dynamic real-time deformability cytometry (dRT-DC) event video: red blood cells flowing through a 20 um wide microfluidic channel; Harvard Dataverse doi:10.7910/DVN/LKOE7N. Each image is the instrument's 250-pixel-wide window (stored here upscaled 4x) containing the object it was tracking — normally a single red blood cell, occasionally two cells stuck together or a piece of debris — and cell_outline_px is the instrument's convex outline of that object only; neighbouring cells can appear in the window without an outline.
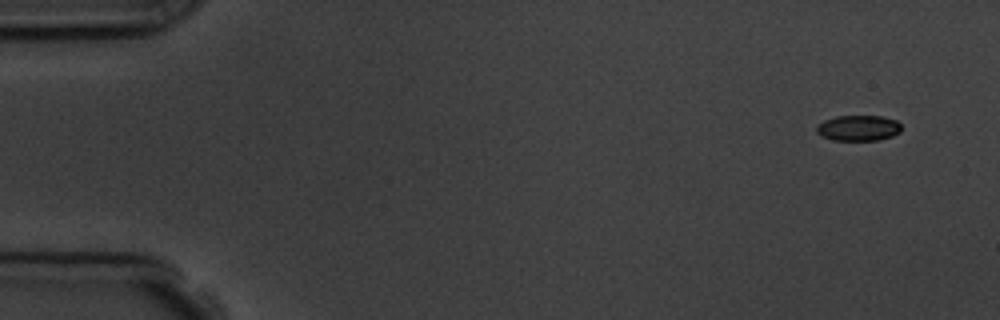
{"species": "common noctule bat (a hibernating species)", "species_latin": "Nyctalus noctula", "temperature_condition": "room temperature", "stored_images_in_passage": 5, "camera_frame_rate_fps": 3000, "um_per_image_px": 0.085, "animal": {"sex": "male", "body_mass_g": 19.5, "forearm_length_mm": 54.6}, "frame": {"image": 1, "passage_image": 1, "time_ms": 0.0, "image_size_px": [1000, 320], "cell_outline_px": [[900, 132], [892, 136], [880, 140], [832, 140], [820, 136], [816, 132], [816, 124], [824, 120], [836, 116], [880, 116], [896, 120], [900, 124]], "centroid_in_image_um": [72.92, 10.88], "position_along_channel_um": 12.1, "area_um2": 12.77}}
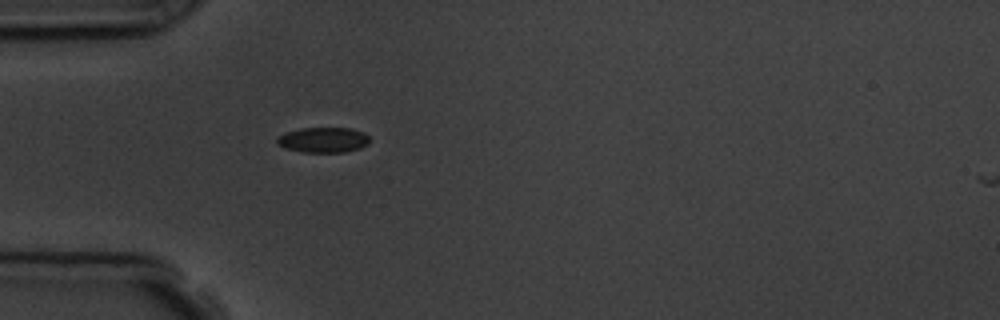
{"frame": {"image": 2, "passage_image": 5, "time_ms": 4.333, "image_size_px": [1000, 320], "cell_outline_px": [[368, 144], [360, 148], [344, 152], [304, 152], [288, 148], [280, 144], [276, 140], [276, 136], [284, 132], [300, 128], [352, 128], [364, 132], [368, 136]], "centroid_in_image_um": [27.49, 11.87], "position_along_channel_um": 57.5, "area_um2": 13.58}}